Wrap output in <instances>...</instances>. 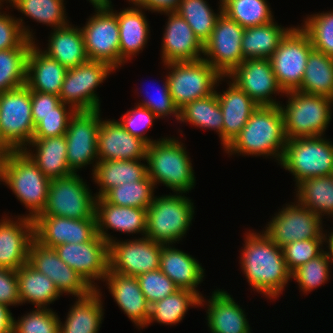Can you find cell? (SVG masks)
Wrapping results in <instances>:
<instances>
[{
	"label": "cell",
	"instance_id": "6da1fadb",
	"mask_svg": "<svg viewBox=\"0 0 333 333\" xmlns=\"http://www.w3.org/2000/svg\"><path fill=\"white\" fill-rule=\"evenodd\" d=\"M244 234L239 264L249 289L262 294L266 300L278 299L291 281V272L287 268L282 248L263 230L257 232L249 229Z\"/></svg>",
	"mask_w": 333,
	"mask_h": 333
},
{
	"label": "cell",
	"instance_id": "7a4b0ae2",
	"mask_svg": "<svg viewBox=\"0 0 333 333\" xmlns=\"http://www.w3.org/2000/svg\"><path fill=\"white\" fill-rule=\"evenodd\" d=\"M287 143L284 118L278 106H258L246 125L224 152L232 157L248 156L275 159L277 165Z\"/></svg>",
	"mask_w": 333,
	"mask_h": 333
},
{
	"label": "cell",
	"instance_id": "3957f363",
	"mask_svg": "<svg viewBox=\"0 0 333 333\" xmlns=\"http://www.w3.org/2000/svg\"><path fill=\"white\" fill-rule=\"evenodd\" d=\"M146 161L147 175L152 179L156 189L162 184L173 191L172 193L188 194L196 186L191 157L186 144L178 137L164 136L149 144Z\"/></svg>",
	"mask_w": 333,
	"mask_h": 333
},
{
	"label": "cell",
	"instance_id": "277c9868",
	"mask_svg": "<svg viewBox=\"0 0 333 333\" xmlns=\"http://www.w3.org/2000/svg\"><path fill=\"white\" fill-rule=\"evenodd\" d=\"M50 182L23 150L15 151L0 161V185L12 190L26 208L27 213L22 216L34 220L43 211Z\"/></svg>",
	"mask_w": 333,
	"mask_h": 333
},
{
	"label": "cell",
	"instance_id": "5b68a950",
	"mask_svg": "<svg viewBox=\"0 0 333 333\" xmlns=\"http://www.w3.org/2000/svg\"><path fill=\"white\" fill-rule=\"evenodd\" d=\"M185 195L187 194L155 195L147 208V238L161 244H176L186 237L196 206Z\"/></svg>",
	"mask_w": 333,
	"mask_h": 333
},
{
	"label": "cell",
	"instance_id": "8992f818",
	"mask_svg": "<svg viewBox=\"0 0 333 333\" xmlns=\"http://www.w3.org/2000/svg\"><path fill=\"white\" fill-rule=\"evenodd\" d=\"M286 105L279 104L286 139L324 136L333 116V99L301 91L286 92Z\"/></svg>",
	"mask_w": 333,
	"mask_h": 333
},
{
	"label": "cell",
	"instance_id": "52a82bcc",
	"mask_svg": "<svg viewBox=\"0 0 333 333\" xmlns=\"http://www.w3.org/2000/svg\"><path fill=\"white\" fill-rule=\"evenodd\" d=\"M280 167L294 177L295 186L310 177L333 174V142L325 136L288 139Z\"/></svg>",
	"mask_w": 333,
	"mask_h": 333
},
{
	"label": "cell",
	"instance_id": "ba28073f",
	"mask_svg": "<svg viewBox=\"0 0 333 333\" xmlns=\"http://www.w3.org/2000/svg\"><path fill=\"white\" fill-rule=\"evenodd\" d=\"M169 91L178 109L186 103L205 98L215 92L222 77L207 61L170 62L163 64Z\"/></svg>",
	"mask_w": 333,
	"mask_h": 333
},
{
	"label": "cell",
	"instance_id": "9c48e42d",
	"mask_svg": "<svg viewBox=\"0 0 333 333\" xmlns=\"http://www.w3.org/2000/svg\"><path fill=\"white\" fill-rule=\"evenodd\" d=\"M79 173L51 180L46 205L38 216L91 219L95 215L96 196Z\"/></svg>",
	"mask_w": 333,
	"mask_h": 333
},
{
	"label": "cell",
	"instance_id": "30bf717a",
	"mask_svg": "<svg viewBox=\"0 0 333 333\" xmlns=\"http://www.w3.org/2000/svg\"><path fill=\"white\" fill-rule=\"evenodd\" d=\"M293 200L272 215L263 232L280 248L294 241L327 238L324 219Z\"/></svg>",
	"mask_w": 333,
	"mask_h": 333
},
{
	"label": "cell",
	"instance_id": "8fae6325",
	"mask_svg": "<svg viewBox=\"0 0 333 333\" xmlns=\"http://www.w3.org/2000/svg\"><path fill=\"white\" fill-rule=\"evenodd\" d=\"M115 71L107 63L92 60L67 69L59 94L61 102L76 112L101 109L97 88Z\"/></svg>",
	"mask_w": 333,
	"mask_h": 333
},
{
	"label": "cell",
	"instance_id": "7c38bea8",
	"mask_svg": "<svg viewBox=\"0 0 333 333\" xmlns=\"http://www.w3.org/2000/svg\"><path fill=\"white\" fill-rule=\"evenodd\" d=\"M312 48L308 34L297 25L287 32L269 58L277 82L284 93L300 88Z\"/></svg>",
	"mask_w": 333,
	"mask_h": 333
},
{
	"label": "cell",
	"instance_id": "4fadbf2b",
	"mask_svg": "<svg viewBox=\"0 0 333 333\" xmlns=\"http://www.w3.org/2000/svg\"><path fill=\"white\" fill-rule=\"evenodd\" d=\"M80 27L88 60L120 69V39L117 15L108 6H94V13Z\"/></svg>",
	"mask_w": 333,
	"mask_h": 333
},
{
	"label": "cell",
	"instance_id": "5bb4252c",
	"mask_svg": "<svg viewBox=\"0 0 333 333\" xmlns=\"http://www.w3.org/2000/svg\"><path fill=\"white\" fill-rule=\"evenodd\" d=\"M101 109L78 111L70 119L65 133L67 163L73 173L92 164V173L98 163V134L102 121ZM86 167V168H85Z\"/></svg>",
	"mask_w": 333,
	"mask_h": 333
},
{
	"label": "cell",
	"instance_id": "9a60e30c",
	"mask_svg": "<svg viewBox=\"0 0 333 333\" xmlns=\"http://www.w3.org/2000/svg\"><path fill=\"white\" fill-rule=\"evenodd\" d=\"M0 128L16 151H22L32 141L35 125L31 91L26 85L0 93Z\"/></svg>",
	"mask_w": 333,
	"mask_h": 333
},
{
	"label": "cell",
	"instance_id": "2e32d148",
	"mask_svg": "<svg viewBox=\"0 0 333 333\" xmlns=\"http://www.w3.org/2000/svg\"><path fill=\"white\" fill-rule=\"evenodd\" d=\"M244 28L221 12L211 37L204 43L203 59L221 76L229 75L243 60L241 51Z\"/></svg>",
	"mask_w": 333,
	"mask_h": 333
},
{
	"label": "cell",
	"instance_id": "e0dca14e",
	"mask_svg": "<svg viewBox=\"0 0 333 333\" xmlns=\"http://www.w3.org/2000/svg\"><path fill=\"white\" fill-rule=\"evenodd\" d=\"M54 249L58 257L93 289L99 288L98 284L103 282L109 271V243L99 234L85 243H64Z\"/></svg>",
	"mask_w": 333,
	"mask_h": 333
},
{
	"label": "cell",
	"instance_id": "ac0fdd59",
	"mask_svg": "<svg viewBox=\"0 0 333 333\" xmlns=\"http://www.w3.org/2000/svg\"><path fill=\"white\" fill-rule=\"evenodd\" d=\"M162 246L146 236L114 240L109 243V270L134 277L158 270Z\"/></svg>",
	"mask_w": 333,
	"mask_h": 333
},
{
	"label": "cell",
	"instance_id": "d6986e66",
	"mask_svg": "<svg viewBox=\"0 0 333 333\" xmlns=\"http://www.w3.org/2000/svg\"><path fill=\"white\" fill-rule=\"evenodd\" d=\"M227 77L258 106H278L282 101H278L276 96L285 95L277 82L269 59H246Z\"/></svg>",
	"mask_w": 333,
	"mask_h": 333
},
{
	"label": "cell",
	"instance_id": "ffe728a7",
	"mask_svg": "<svg viewBox=\"0 0 333 333\" xmlns=\"http://www.w3.org/2000/svg\"><path fill=\"white\" fill-rule=\"evenodd\" d=\"M28 263L53 281L62 296L83 297L94 290L81 275L58 257L54 248L45 247L35 239L29 247Z\"/></svg>",
	"mask_w": 333,
	"mask_h": 333
},
{
	"label": "cell",
	"instance_id": "44dd1931",
	"mask_svg": "<svg viewBox=\"0 0 333 333\" xmlns=\"http://www.w3.org/2000/svg\"><path fill=\"white\" fill-rule=\"evenodd\" d=\"M33 221L35 240L48 248L64 243H85L97 234L95 215L91 219L37 216Z\"/></svg>",
	"mask_w": 333,
	"mask_h": 333
},
{
	"label": "cell",
	"instance_id": "7402d4cb",
	"mask_svg": "<svg viewBox=\"0 0 333 333\" xmlns=\"http://www.w3.org/2000/svg\"><path fill=\"white\" fill-rule=\"evenodd\" d=\"M168 18L161 41L162 65L170 62L197 61L203 59L204 44L190 25L176 11L160 13Z\"/></svg>",
	"mask_w": 333,
	"mask_h": 333
},
{
	"label": "cell",
	"instance_id": "603a6c76",
	"mask_svg": "<svg viewBox=\"0 0 333 333\" xmlns=\"http://www.w3.org/2000/svg\"><path fill=\"white\" fill-rule=\"evenodd\" d=\"M2 216L0 219V268L17 271L28 262L29 247L35 239L34 221L21 215Z\"/></svg>",
	"mask_w": 333,
	"mask_h": 333
},
{
	"label": "cell",
	"instance_id": "cb8c5ba5",
	"mask_svg": "<svg viewBox=\"0 0 333 333\" xmlns=\"http://www.w3.org/2000/svg\"><path fill=\"white\" fill-rule=\"evenodd\" d=\"M200 298V307L206 308L210 333H253L245 308H242L225 289L216 288L211 296Z\"/></svg>",
	"mask_w": 333,
	"mask_h": 333
},
{
	"label": "cell",
	"instance_id": "d4e9b609",
	"mask_svg": "<svg viewBox=\"0 0 333 333\" xmlns=\"http://www.w3.org/2000/svg\"><path fill=\"white\" fill-rule=\"evenodd\" d=\"M95 216L97 234L108 243L118 239L110 235L108 230L127 235L141 234L140 237H145L147 209L116 206L99 197L96 198Z\"/></svg>",
	"mask_w": 333,
	"mask_h": 333
},
{
	"label": "cell",
	"instance_id": "484cf974",
	"mask_svg": "<svg viewBox=\"0 0 333 333\" xmlns=\"http://www.w3.org/2000/svg\"><path fill=\"white\" fill-rule=\"evenodd\" d=\"M103 119L98 134V161L146 159L145 141L128 133L118 119Z\"/></svg>",
	"mask_w": 333,
	"mask_h": 333
},
{
	"label": "cell",
	"instance_id": "4316f807",
	"mask_svg": "<svg viewBox=\"0 0 333 333\" xmlns=\"http://www.w3.org/2000/svg\"><path fill=\"white\" fill-rule=\"evenodd\" d=\"M222 81L227 82V88L220 92L217 87L222 84ZM215 91L223 114L224 150L240 133L258 105L227 76H222L218 80Z\"/></svg>",
	"mask_w": 333,
	"mask_h": 333
},
{
	"label": "cell",
	"instance_id": "83f0119b",
	"mask_svg": "<svg viewBox=\"0 0 333 333\" xmlns=\"http://www.w3.org/2000/svg\"><path fill=\"white\" fill-rule=\"evenodd\" d=\"M127 2L130 7L120 11L115 10L113 4L108 5L117 15L119 25L120 68L143 52L151 36L150 23L145 15L147 10Z\"/></svg>",
	"mask_w": 333,
	"mask_h": 333
},
{
	"label": "cell",
	"instance_id": "f1b7e54d",
	"mask_svg": "<svg viewBox=\"0 0 333 333\" xmlns=\"http://www.w3.org/2000/svg\"><path fill=\"white\" fill-rule=\"evenodd\" d=\"M103 283H106L103 286H107L121 312L127 315L137 329H143L148 322L150 304L142 293L137 278L109 270Z\"/></svg>",
	"mask_w": 333,
	"mask_h": 333
},
{
	"label": "cell",
	"instance_id": "f546056e",
	"mask_svg": "<svg viewBox=\"0 0 333 333\" xmlns=\"http://www.w3.org/2000/svg\"><path fill=\"white\" fill-rule=\"evenodd\" d=\"M159 269L167 275L179 289L196 293L200 298L203 294L198 290L204 281L205 269L190 253L178 249L174 244H163L160 255Z\"/></svg>",
	"mask_w": 333,
	"mask_h": 333
},
{
	"label": "cell",
	"instance_id": "4dcf8cb0",
	"mask_svg": "<svg viewBox=\"0 0 333 333\" xmlns=\"http://www.w3.org/2000/svg\"><path fill=\"white\" fill-rule=\"evenodd\" d=\"M36 42L27 57L26 86L30 91L59 96L67 69L45 54L39 46L41 44Z\"/></svg>",
	"mask_w": 333,
	"mask_h": 333
},
{
	"label": "cell",
	"instance_id": "1f68e13d",
	"mask_svg": "<svg viewBox=\"0 0 333 333\" xmlns=\"http://www.w3.org/2000/svg\"><path fill=\"white\" fill-rule=\"evenodd\" d=\"M101 287L83 297L74 298L64 322L60 320L59 333H99L104 320Z\"/></svg>",
	"mask_w": 333,
	"mask_h": 333
},
{
	"label": "cell",
	"instance_id": "d6a6232c",
	"mask_svg": "<svg viewBox=\"0 0 333 333\" xmlns=\"http://www.w3.org/2000/svg\"><path fill=\"white\" fill-rule=\"evenodd\" d=\"M23 151L49 180L59 179L73 173L67 163L65 135L32 139Z\"/></svg>",
	"mask_w": 333,
	"mask_h": 333
},
{
	"label": "cell",
	"instance_id": "836d02e7",
	"mask_svg": "<svg viewBox=\"0 0 333 333\" xmlns=\"http://www.w3.org/2000/svg\"><path fill=\"white\" fill-rule=\"evenodd\" d=\"M47 47L42 51L66 69L75 68L88 61L80 26L68 25L50 31Z\"/></svg>",
	"mask_w": 333,
	"mask_h": 333
},
{
	"label": "cell",
	"instance_id": "e575fe53",
	"mask_svg": "<svg viewBox=\"0 0 333 333\" xmlns=\"http://www.w3.org/2000/svg\"><path fill=\"white\" fill-rule=\"evenodd\" d=\"M142 161V162H141ZM147 176L146 159L98 161L92 179L97 184L96 198L123 183H134Z\"/></svg>",
	"mask_w": 333,
	"mask_h": 333
},
{
	"label": "cell",
	"instance_id": "d590c367",
	"mask_svg": "<svg viewBox=\"0 0 333 333\" xmlns=\"http://www.w3.org/2000/svg\"><path fill=\"white\" fill-rule=\"evenodd\" d=\"M20 305L30 303L35 308H50L62 295L53 281L34 269L28 262L17 271Z\"/></svg>",
	"mask_w": 333,
	"mask_h": 333
},
{
	"label": "cell",
	"instance_id": "8d00e7d4",
	"mask_svg": "<svg viewBox=\"0 0 333 333\" xmlns=\"http://www.w3.org/2000/svg\"><path fill=\"white\" fill-rule=\"evenodd\" d=\"M292 27H284L274 20L264 25L245 28L241 43L243 60L269 59Z\"/></svg>",
	"mask_w": 333,
	"mask_h": 333
},
{
	"label": "cell",
	"instance_id": "74e56055",
	"mask_svg": "<svg viewBox=\"0 0 333 333\" xmlns=\"http://www.w3.org/2000/svg\"><path fill=\"white\" fill-rule=\"evenodd\" d=\"M294 191V199L300 205L317 213L322 219L333 220L332 175L304 179L295 186Z\"/></svg>",
	"mask_w": 333,
	"mask_h": 333
},
{
	"label": "cell",
	"instance_id": "f35d334b",
	"mask_svg": "<svg viewBox=\"0 0 333 333\" xmlns=\"http://www.w3.org/2000/svg\"><path fill=\"white\" fill-rule=\"evenodd\" d=\"M178 122L191 124L201 130H214L223 148V114L216 91L205 98L186 103L179 109Z\"/></svg>",
	"mask_w": 333,
	"mask_h": 333
},
{
	"label": "cell",
	"instance_id": "ab89813d",
	"mask_svg": "<svg viewBox=\"0 0 333 333\" xmlns=\"http://www.w3.org/2000/svg\"><path fill=\"white\" fill-rule=\"evenodd\" d=\"M200 307V297L189 290L179 289L175 293L150 305V313L146 326L151 323L176 325L186 316L189 308Z\"/></svg>",
	"mask_w": 333,
	"mask_h": 333
},
{
	"label": "cell",
	"instance_id": "60d3db41",
	"mask_svg": "<svg viewBox=\"0 0 333 333\" xmlns=\"http://www.w3.org/2000/svg\"><path fill=\"white\" fill-rule=\"evenodd\" d=\"M297 91L333 99V57L312 48L301 86Z\"/></svg>",
	"mask_w": 333,
	"mask_h": 333
},
{
	"label": "cell",
	"instance_id": "b9f144b4",
	"mask_svg": "<svg viewBox=\"0 0 333 333\" xmlns=\"http://www.w3.org/2000/svg\"><path fill=\"white\" fill-rule=\"evenodd\" d=\"M65 0H7V9H16L32 19L33 22L45 24L52 30L64 27L70 23ZM12 7V8H11Z\"/></svg>",
	"mask_w": 333,
	"mask_h": 333
},
{
	"label": "cell",
	"instance_id": "7bdbcfd3",
	"mask_svg": "<svg viewBox=\"0 0 333 333\" xmlns=\"http://www.w3.org/2000/svg\"><path fill=\"white\" fill-rule=\"evenodd\" d=\"M217 4L218 13H215L207 0H181L176 10L203 44L211 37L216 20L222 12V0Z\"/></svg>",
	"mask_w": 333,
	"mask_h": 333
},
{
	"label": "cell",
	"instance_id": "ee69618b",
	"mask_svg": "<svg viewBox=\"0 0 333 333\" xmlns=\"http://www.w3.org/2000/svg\"><path fill=\"white\" fill-rule=\"evenodd\" d=\"M270 6L267 0H222V12L244 29L274 21Z\"/></svg>",
	"mask_w": 333,
	"mask_h": 333
},
{
	"label": "cell",
	"instance_id": "f6af8a7d",
	"mask_svg": "<svg viewBox=\"0 0 333 333\" xmlns=\"http://www.w3.org/2000/svg\"><path fill=\"white\" fill-rule=\"evenodd\" d=\"M333 258L329 248L324 250L319 256L311 259L291 272V282L297 283L299 292L308 295L318 287L327 284L331 278V266Z\"/></svg>",
	"mask_w": 333,
	"mask_h": 333
},
{
	"label": "cell",
	"instance_id": "bcb514c9",
	"mask_svg": "<svg viewBox=\"0 0 333 333\" xmlns=\"http://www.w3.org/2000/svg\"><path fill=\"white\" fill-rule=\"evenodd\" d=\"M155 186L147 175L134 183H123L110 189L103 198L116 206L147 209L155 197Z\"/></svg>",
	"mask_w": 333,
	"mask_h": 333
},
{
	"label": "cell",
	"instance_id": "7dc6e473",
	"mask_svg": "<svg viewBox=\"0 0 333 333\" xmlns=\"http://www.w3.org/2000/svg\"><path fill=\"white\" fill-rule=\"evenodd\" d=\"M30 48L0 50V93L26 85L27 57Z\"/></svg>",
	"mask_w": 333,
	"mask_h": 333
},
{
	"label": "cell",
	"instance_id": "c3c4849f",
	"mask_svg": "<svg viewBox=\"0 0 333 333\" xmlns=\"http://www.w3.org/2000/svg\"><path fill=\"white\" fill-rule=\"evenodd\" d=\"M301 28L308 34L312 47L333 57V10L306 15Z\"/></svg>",
	"mask_w": 333,
	"mask_h": 333
},
{
	"label": "cell",
	"instance_id": "681fc988",
	"mask_svg": "<svg viewBox=\"0 0 333 333\" xmlns=\"http://www.w3.org/2000/svg\"><path fill=\"white\" fill-rule=\"evenodd\" d=\"M25 24L23 17L0 11V50L31 47L36 42L35 32Z\"/></svg>",
	"mask_w": 333,
	"mask_h": 333
},
{
	"label": "cell",
	"instance_id": "f907efd6",
	"mask_svg": "<svg viewBox=\"0 0 333 333\" xmlns=\"http://www.w3.org/2000/svg\"><path fill=\"white\" fill-rule=\"evenodd\" d=\"M34 309V310H33ZM13 318V333H59L60 317L52 308H34Z\"/></svg>",
	"mask_w": 333,
	"mask_h": 333
},
{
	"label": "cell",
	"instance_id": "816d5d0a",
	"mask_svg": "<svg viewBox=\"0 0 333 333\" xmlns=\"http://www.w3.org/2000/svg\"><path fill=\"white\" fill-rule=\"evenodd\" d=\"M76 111L61 102L58 114L32 115L35 125L33 139H43L65 135L71 117Z\"/></svg>",
	"mask_w": 333,
	"mask_h": 333
},
{
	"label": "cell",
	"instance_id": "f5cc1de1",
	"mask_svg": "<svg viewBox=\"0 0 333 333\" xmlns=\"http://www.w3.org/2000/svg\"><path fill=\"white\" fill-rule=\"evenodd\" d=\"M327 246V238L294 241L282 247L283 257L290 272L319 256Z\"/></svg>",
	"mask_w": 333,
	"mask_h": 333
},
{
	"label": "cell",
	"instance_id": "db71d44e",
	"mask_svg": "<svg viewBox=\"0 0 333 333\" xmlns=\"http://www.w3.org/2000/svg\"><path fill=\"white\" fill-rule=\"evenodd\" d=\"M163 85L158 84L160 86L159 89L157 90L156 93H153V95H150V92L147 90L145 91L144 94V99L138 100V102L134 103L139 106L148 108L154 115H156L159 119H169V117L172 116L175 117V121L177 122L179 120V109L178 107L174 104L173 99L171 97L170 91H169V85L167 81V75H163ZM155 83V82H154ZM155 85V84H154ZM143 87V86H142ZM142 91V92H143Z\"/></svg>",
	"mask_w": 333,
	"mask_h": 333
},
{
	"label": "cell",
	"instance_id": "11a10c76",
	"mask_svg": "<svg viewBox=\"0 0 333 333\" xmlns=\"http://www.w3.org/2000/svg\"><path fill=\"white\" fill-rule=\"evenodd\" d=\"M120 117L121 120H119V122L124 129L131 135L141 138L148 145L164 138L153 139L147 136V131L150 130L155 121L159 119L148 108L135 104L133 108L131 107V109Z\"/></svg>",
	"mask_w": 333,
	"mask_h": 333
},
{
	"label": "cell",
	"instance_id": "9f6ffc18",
	"mask_svg": "<svg viewBox=\"0 0 333 333\" xmlns=\"http://www.w3.org/2000/svg\"><path fill=\"white\" fill-rule=\"evenodd\" d=\"M136 278L150 305L179 290L176 284L160 269L143 273Z\"/></svg>",
	"mask_w": 333,
	"mask_h": 333
},
{
	"label": "cell",
	"instance_id": "6f0895ef",
	"mask_svg": "<svg viewBox=\"0 0 333 333\" xmlns=\"http://www.w3.org/2000/svg\"><path fill=\"white\" fill-rule=\"evenodd\" d=\"M0 303L9 307L20 305L18 279L15 270L0 268Z\"/></svg>",
	"mask_w": 333,
	"mask_h": 333
},
{
	"label": "cell",
	"instance_id": "680465c9",
	"mask_svg": "<svg viewBox=\"0 0 333 333\" xmlns=\"http://www.w3.org/2000/svg\"><path fill=\"white\" fill-rule=\"evenodd\" d=\"M60 103V97L55 94L31 91L32 115L58 114V105Z\"/></svg>",
	"mask_w": 333,
	"mask_h": 333
},
{
	"label": "cell",
	"instance_id": "91938a15",
	"mask_svg": "<svg viewBox=\"0 0 333 333\" xmlns=\"http://www.w3.org/2000/svg\"><path fill=\"white\" fill-rule=\"evenodd\" d=\"M131 4L145 8L151 13L176 11L181 0H128Z\"/></svg>",
	"mask_w": 333,
	"mask_h": 333
},
{
	"label": "cell",
	"instance_id": "94428289",
	"mask_svg": "<svg viewBox=\"0 0 333 333\" xmlns=\"http://www.w3.org/2000/svg\"><path fill=\"white\" fill-rule=\"evenodd\" d=\"M13 318L10 307L0 303V333H13Z\"/></svg>",
	"mask_w": 333,
	"mask_h": 333
},
{
	"label": "cell",
	"instance_id": "6125c7cd",
	"mask_svg": "<svg viewBox=\"0 0 333 333\" xmlns=\"http://www.w3.org/2000/svg\"><path fill=\"white\" fill-rule=\"evenodd\" d=\"M16 150L5 140L0 128V161Z\"/></svg>",
	"mask_w": 333,
	"mask_h": 333
},
{
	"label": "cell",
	"instance_id": "be15d7a7",
	"mask_svg": "<svg viewBox=\"0 0 333 333\" xmlns=\"http://www.w3.org/2000/svg\"><path fill=\"white\" fill-rule=\"evenodd\" d=\"M90 4L94 6H108L111 5L113 2L111 0H87Z\"/></svg>",
	"mask_w": 333,
	"mask_h": 333
},
{
	"label": "cell",
	"instance_id": "e7e4bbea",
	"mask_svg": "<svg viewBox=\"0 0 333 333\" xmlns=\"http://www.w3.org/2000/svg\"><path fill=\"white\" fill-rule=\"evenodd\" d=\"M328 230L327 232V248L331 251L332 258H333V228Z\"/></svg>",
	"mask_w": 333,
	"mask_h": 333
},
{
	"label": "cell",
	"instance_id": "03108f58",
	"mask_svg": "<svg viewBox=\"0 0 333 333\" xmlns=\"http://www.w3.org/2000/svg\"><path fill=\"white\" fill-rule=\"evenodd\" d=\"M4 3H6V5H7V0H0V11H2V9H6V7L4 8V5H3Z\"/></svg>",
	"mask_w": 333,
	"mask_h": 333
}]
</instances>
